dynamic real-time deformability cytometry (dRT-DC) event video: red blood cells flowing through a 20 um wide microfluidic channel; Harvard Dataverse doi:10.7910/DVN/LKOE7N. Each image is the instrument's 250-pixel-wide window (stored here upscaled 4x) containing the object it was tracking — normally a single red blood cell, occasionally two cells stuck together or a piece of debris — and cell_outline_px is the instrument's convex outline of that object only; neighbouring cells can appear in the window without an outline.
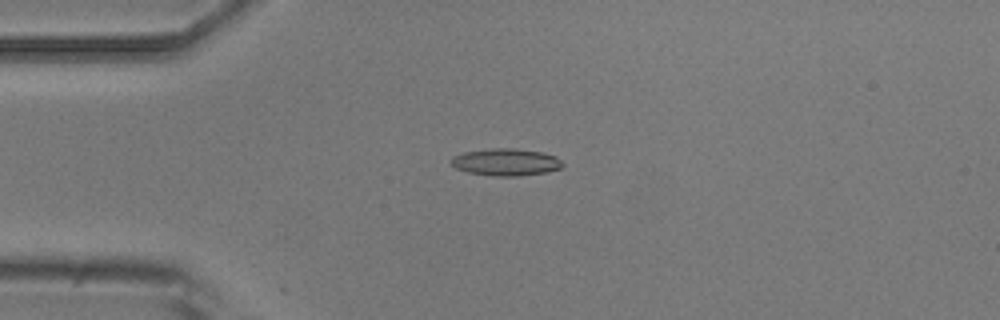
{"species": "common noctule bat (a hibernating species)", "species_latin": "Nyctalus noctula", "temperature_condition": "room temperature", "stored_images_in_passage": 4, "camera_frame_rate_fps": 3000, "um_per_image_px": 0.085, "animal": {"sex": "male", "body_mass_g": 20.5, "forearm_length_mm": 52.5}, "frame": {"image": 1, "passage_image": 4, "time_ms": 3.667, "image_size_px": [1000, 320], "cell_outline_px": [[564, 164], [560, 168], [544, 172], [520, 176], [492, 176], [468, 172], [456, 168], [452, 164], [452, 156], [464, 152], [492, 148], [512, 148], [544, 152], [556, 156]], "centroid_in_image_um": [43.01, 13.77], "position_along_channel_um": 42.0, "area_um2": 17.57}}